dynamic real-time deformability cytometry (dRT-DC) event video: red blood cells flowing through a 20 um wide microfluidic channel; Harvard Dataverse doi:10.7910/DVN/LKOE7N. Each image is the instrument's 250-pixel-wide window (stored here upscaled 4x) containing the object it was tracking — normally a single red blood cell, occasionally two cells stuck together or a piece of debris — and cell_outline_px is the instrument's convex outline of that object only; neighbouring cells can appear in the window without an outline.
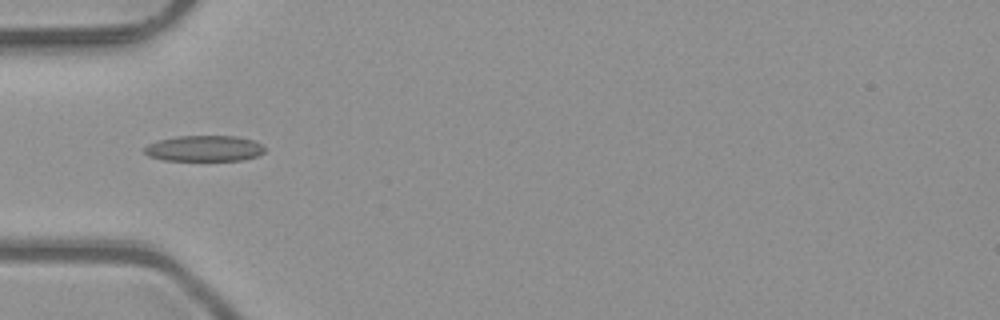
{"species": "common noctule bat (a hibernating species)", "species_latin": "Nyctalus noctula", "temperature_condition": "room temperature", "stored_images_in_passage": 52, "camera_frame_rate_fps": 3000, "um_per_image_px": 0.085, "animal": {"sex": "male", "body_mass_g": 23.1, "forearm_length_mm": 52.7}, "frame": {"image": 1, "passage_image": 18, "time_ms": 5.667, "image_size_px": [1000, 320], "cell_outline_px": [[264, 152], [256, 156], [244, 160], [164, 160], [148, 156], [144, 152], [144, 148], [148, 144], [156, 140], [176, 136], [236, 136], [252, 140], [260, 144], [264, 148]], "centroid_in_image_um": [17.32, 12.61], "position_along_channel_um": 67.7, "area_um2": 18.09}}
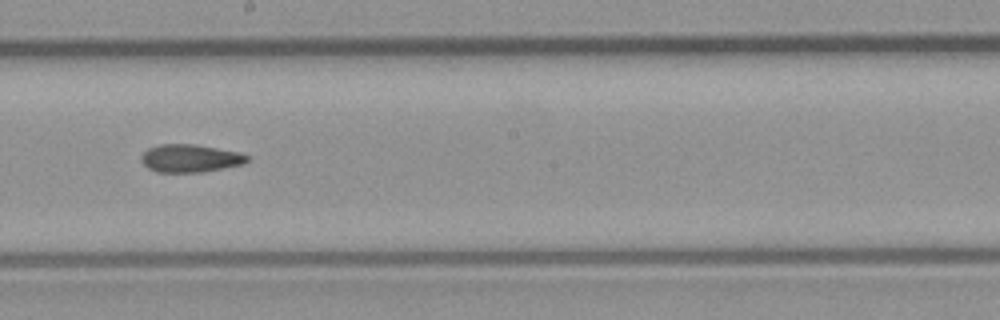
{"frame": {"image": 2, "passage_image": 30, "time_ms": 9.667, "image_size_px": [1000, 320], "cell_outline_px": [[248, 160], [244, 164], [204, 172], [156, 172], [148, 168], [140, 160], [140, 156], [148, 148], [160, 144], [196, 144], [240, 152], [248, 156]], "centroid_in_image_um": [16.16, 13.45], "position_along_channel_um": 232.0, "area_um2": 17.34}}
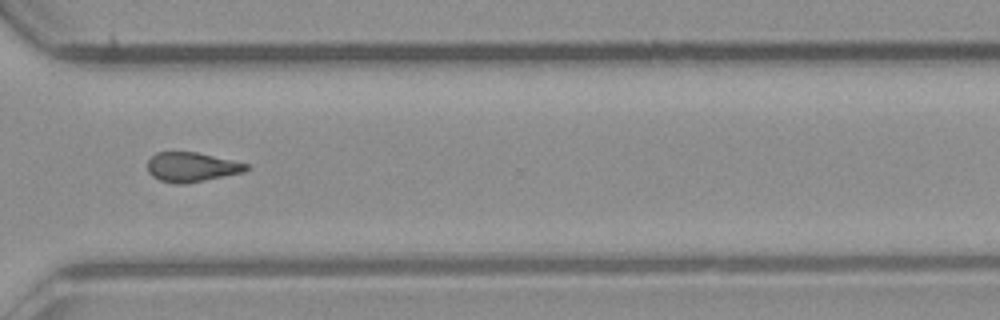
{"frame": {"image": 3, "passage_image": 39, "time_ms": 12.667, "image_size_px": [1000, 320], "cell_outline_px": [[252, 168], [244, 172], [184, 184], [176, 184], [160, 180], [152, 176], [148, 172], [148, 160], [156, 152], [196, 152], [248, 164]], "centroid_in_image_um": [16.29, 14.2], "position_along_channel_um": 354.3, "area_um2": 16.88}, "authors_computed_cell_mechanics": {"area_um2": 17.4556, "velocity_mm_per_s": 4.0874, "shape_relaxation_time_tau1_ms": null, "shape_relaxation_time_tau2_ms": 5.2641, "deformation_change_tau1": null, "deformation_change_tau2": 0.144}}